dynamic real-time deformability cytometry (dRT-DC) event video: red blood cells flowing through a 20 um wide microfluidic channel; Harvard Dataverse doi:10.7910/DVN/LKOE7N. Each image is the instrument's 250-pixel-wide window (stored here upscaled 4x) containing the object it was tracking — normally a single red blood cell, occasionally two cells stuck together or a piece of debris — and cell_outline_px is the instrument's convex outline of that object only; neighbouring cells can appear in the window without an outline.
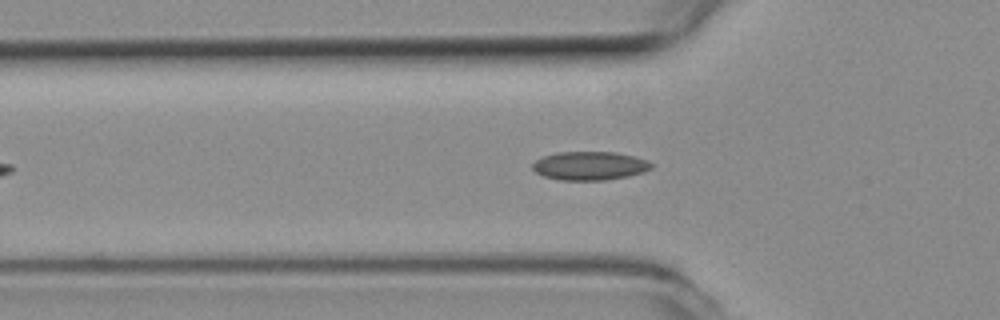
{"species": "common noctule bat (a hibernating species)", "species_latin": "Nyctalus noctula", "temperature_condition": "room temperature", "stored_images_in_passage": 45, "camera_frame_rate_fps": 3000, "um_per_image_px": 0.085, "animal": {"sex": "female", "body_mass_g": 19.3, "forearm_length_mm": 54.1}, "frame": {"image": 1, "passage_image": 12, "time_ms": 3.667, "image_size_px": [1000, 320], "cell_outline_px": [[652, 168], [628, 176], [604, 180], [560, 180], [544, 176], [536, 172], [532, 168], [532, 164], [536, 160], [544, 156], [556, 152], [616, 152], [648, 160], [652, 164]], "centroid_in_image_um": [50.1, 14.09], "position_along_channel_um": 75.7, "area_um2": 19.65}}
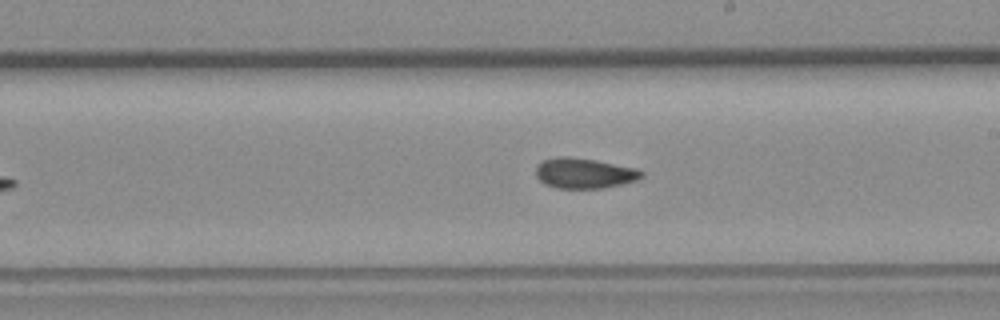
{"frame": {"image": 2, "passage_image": 25, "time_ms": 8.0, "image_size_px": [1000, 320], "cell_outline_px": [[644, 176], [636, 180], [604, 188], [556, 188], [544, 184], [536, 176], [536, 168], [544, 160], [560, 156], [568, 156], [596, 160], [636, 168], [644, 172]], "centroid_in_image_um": [49.67, 14.72], "position_along_channel_um": 239.3, "area_um2": 18.61}}
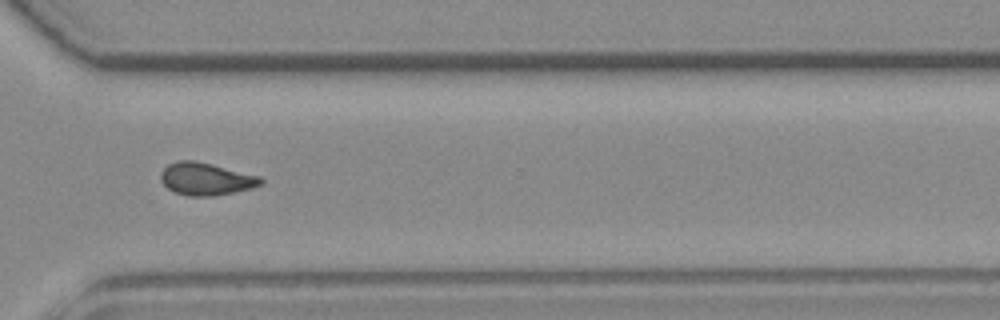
{"frame": {"image": 3, "passage_image": 34, "time_ms": 11.0, "image_size_px": [1000, 320], "cell_outline_px": [[264, 184], [252, 188], [216, 196], [188, 196], [176, 192], [168, 188], [160, 180], [160, 172], [168, 164], [180, 160], [192, 160], [212, 164], [260, 176], [264, 180]], "centroid_in_image_um": [17.52, 15.21], "position_along_channel_um": 353.1, "area_um2": 19.02}, "authors_computed_cell_mechanics": {"area_um2": 18.6116, "velocity_mm_per_s": 3.776, "shape_relaxation_time_tau1_ms": null, "shape_relaxation_time_tau2_ms": 2.3381, "deformation_change_tau1": null, "deformation_change_tau2": 0.0699}}